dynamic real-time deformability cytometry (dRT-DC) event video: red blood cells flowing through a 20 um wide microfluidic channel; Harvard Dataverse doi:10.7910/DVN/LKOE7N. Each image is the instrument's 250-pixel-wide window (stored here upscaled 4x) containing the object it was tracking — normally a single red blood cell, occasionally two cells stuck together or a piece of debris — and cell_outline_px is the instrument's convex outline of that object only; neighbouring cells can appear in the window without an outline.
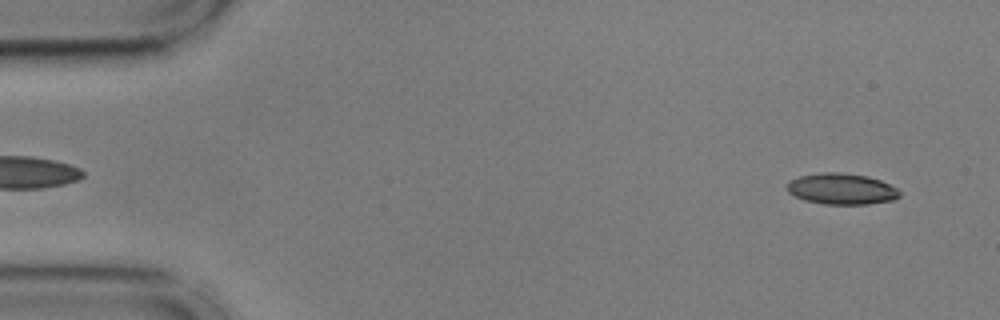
{"species": "common noctule bat (a hibernating species)", "species_latin": "Nyctalus noctula", "temperature_condition": "cold", "stored_images_in_passage": 16, "camera_frame_rate_fps": 3000, "um_per_image_px": 0.085, "animal": {"sex": "male", "body_mass_g": 17.9, "forearm_length_mm": 54.2}, "frame": {"image": 1, "passage_image": 3, "time_ms": 0.667, "image_size_px": [1000, 320], "cell_outline_px": [[900, 196], [892, 200], [868, 204], [824, 204], [804, 200], [788, 192], [788, 180], [800, 176], [824, 172], [840, 172], [868, 176], [880, 180], [896, 188], [900, 192]], "centroid_in_image_um": [71.53, 16.05], "position_along_channel_um": 13.5, "area_um2": 20.29}}